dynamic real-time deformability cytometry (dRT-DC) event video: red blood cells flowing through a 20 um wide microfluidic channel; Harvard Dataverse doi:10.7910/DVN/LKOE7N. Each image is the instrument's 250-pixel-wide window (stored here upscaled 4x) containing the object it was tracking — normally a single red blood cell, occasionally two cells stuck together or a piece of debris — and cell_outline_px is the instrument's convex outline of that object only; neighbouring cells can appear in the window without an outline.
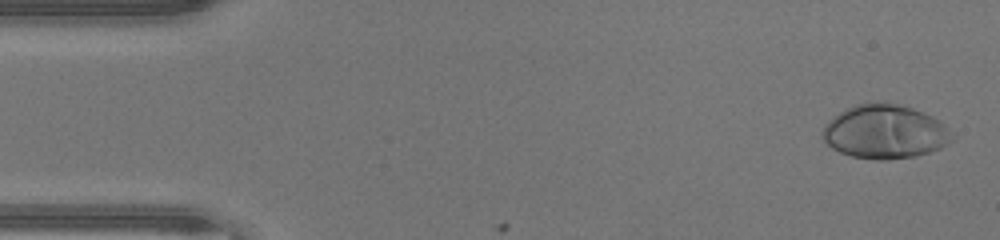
{"species": "human", "species_latin": "Homo sapiens", "temperature_condition": "warm", "stored_images_in_passage": 46, "camera_frame_rate_fps": 3000, "um_per_image_px": 0.085, "donor": {"sex": "male"}, "frame": {"image": 1, "passage_image": 2, "time_ms": 0.333, "image_size_px": [1000, 240], "cell_outline_px": [[956, 136], [948, 144], [940, 148], [916, 156], [888, 160], [876, 160], [852, 156], [840, 152], [832, 148], [824, 140], [820, 132], [840, 112], [856, 104], [900, 104], [924, 112], [940, 120], [956, 132]], "centroid_in_image_um": [75.31, 11.23], "position_along_channel_um": 9.7, "area_um2": 40.52}}
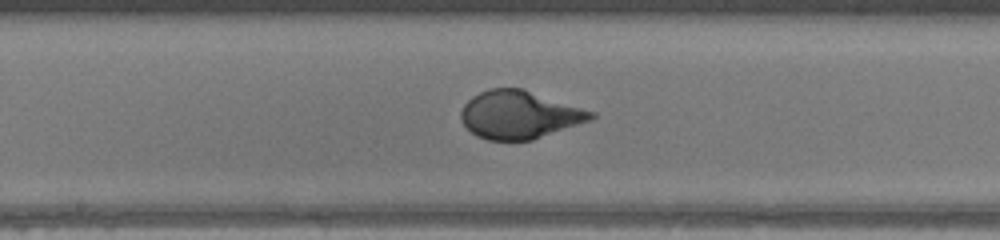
{"frame": {"image": 2, "passage_image": 24, "time_ms": 7.667, "image_size_px": [1000, 240], "cell_outline_px": [[596, 116], [592, 120], [532, 140], [488, 140], [476, 136], [460, 120], [460, 112], [464, 104], [472, 96], [488, 88], [520, 88], [596, 112]], "centroid_in_image_um": [44.14, 9.76], "position_along_channel_um": 204.1, "area_um2": 36.24}}
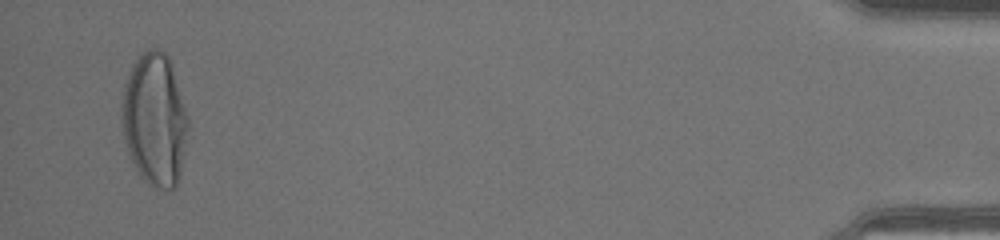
{"frame": {"image": 3, "passage_image": 45, "time_ms": 14.667, "image_size_px": [1000, 240], "cell_outline_px": [[188, 128], [180, 176], [176, 184], [172, 188], [160, 188], [148, 184], [140, 176], [128, 152], [124, 140], [120, 124], [120, 104], [124, 84], [128, 72], [132, 64], [148, 48], [156, 48], [164, 52], [168, 56], [188, 116]], "centroid_in_image_um": [13.11, 10.15], "position_along_channel_um": 422.1, "area_um2": 51.38}, "authors_computed_cell_mechanics": {"area_um2": 37.7723, "velocity_mm_per_s": 4.4312, "shape_relaxation_time_tau1_ms": 4.6368, "shape_relaxation_time_tau2_ms": null, "deformation_change_tau1": 0.2908, "deformation_change_tau2": null}}